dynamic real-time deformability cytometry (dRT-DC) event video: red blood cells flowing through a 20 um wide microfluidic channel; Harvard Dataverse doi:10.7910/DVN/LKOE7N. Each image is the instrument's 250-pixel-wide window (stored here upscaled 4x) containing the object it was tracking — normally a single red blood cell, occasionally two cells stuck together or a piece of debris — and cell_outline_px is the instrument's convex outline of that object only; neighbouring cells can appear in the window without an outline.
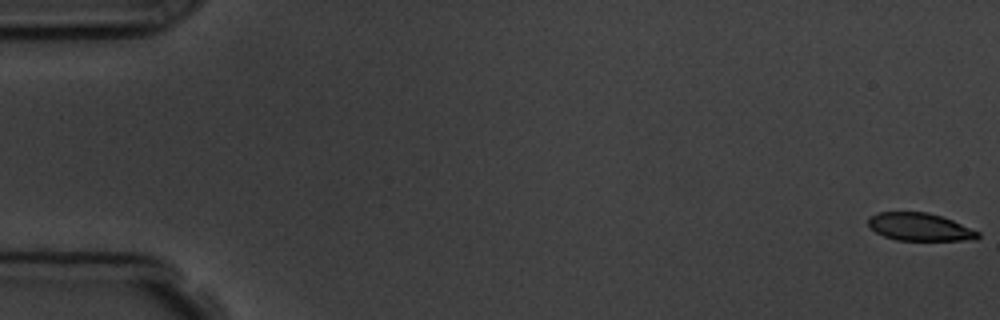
{"species": "common noctule bat (a hibernating species)", "species_latin": "Nyctalus noctula", "temperature_condition": "room temperature", "stored_images_in_passage": 7, "camera_frame_rate_fps": 3000, "um_per_image_px": 0.085, "animal": {"sex": "male", "body_mass_g": 19.5, "forearm_length_mm": 54.6}, "frame": {"image": 1, "passage_image": 1, "time_ms": 0.0, "image_size_px": [1000, 320], "cell_outline_px": [[980, 236], [976, 240], [896, 240], [884, 236], [876, 232], [868, 224], [868, 216], [876, 212], [928, 212], [952, 220], [980, 232]], "centroid_in_image_um": [78.17, 19.29], "position_along_channel_um": 6.8, "area_um2": 17.74}}
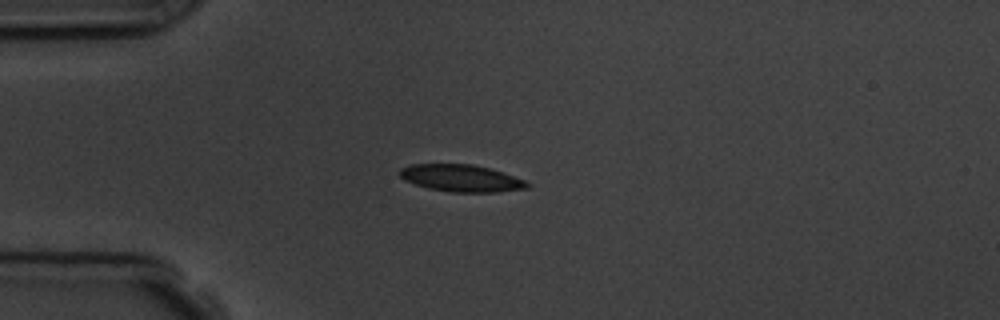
{"frame": {"image": 2, "passage_image": 4, "time_ms": 4.667, "image_size_px": [1000, 320], "cell_outline_px": [[532, 184], [528, 188], [496, 192], [452, 192], [428, 188], [404, 180], [396, 172], [400, 168], [412, 164], [472, 164], [504, 172], [524, 180]], "centroid_in_image_um": [39.19, 15.14], "position_along_channel_um": 45.8, "area_um2": 20.17}}